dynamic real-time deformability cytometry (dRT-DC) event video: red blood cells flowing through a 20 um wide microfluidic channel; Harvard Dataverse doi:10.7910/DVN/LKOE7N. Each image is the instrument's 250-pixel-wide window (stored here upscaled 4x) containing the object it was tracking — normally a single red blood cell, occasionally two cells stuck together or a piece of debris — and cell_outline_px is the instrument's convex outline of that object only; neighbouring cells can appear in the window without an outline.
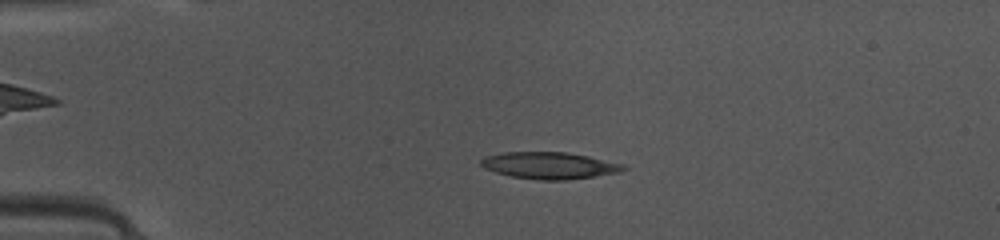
{"species": "common noctule bat (a hibernating species)", "species_latin": "Nyctalus noctula", "temperature_condition": "warm", "stored_images_in_passage": 47, "camera_frame_rate_fps": 3000, "um_per_image_px": 0.085, "animal": {"sex": "female", "body_mass_g": 10.0, "forearm_length_mm": 53.1}, "frame": {"image": 1, "passage_image": 10, "time_ms": 3.0, "image_size_px": [1000, 240], "cell_outline_px": [[628, 168], [620, 172], [596, 176], [564, 180], [540, 180], [512, 176], [496, 172], [484, 168], [480, 164], [480, 160], [484, 156], [504, 152], [568, 152], [588, 156], [624, 164]], "centroid_in_image_um": [46.71, 14.06], "position_along_channel_um": 38.3, "area_um2": 22.25}}
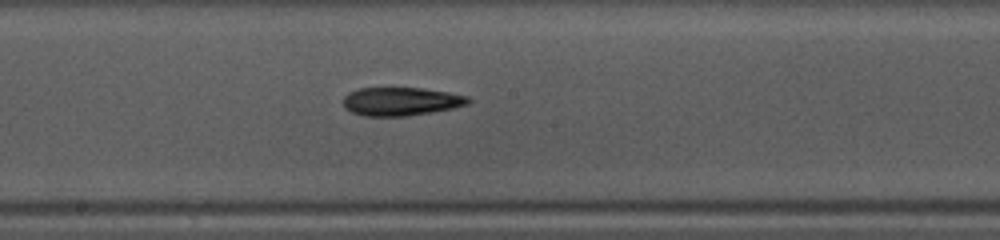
{"frame": {"image": 2, "passage_image": 25, "time_ms": 8.0, "image_size_px": [1000, 240], "cell_outline_px": [[472, 100], [468, 104], [452, 108], [432, 112], [408, 116], [364, 116], [352, 112], [344, 108], [344, 96], [348, 92], [360, 88], [424, 88], [448, 92], [468, 96]], "centroid_in_image_um": [34.09, 8.62], "position_along_channel_um": 214.1, "area_um2": 20.75}}
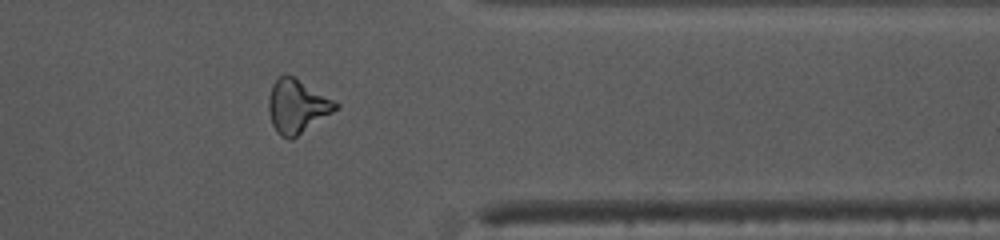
{"frame": {"image": 3, "passage_image": 38, "time_ms": 12.333, "image_size_px": [1000, 240], "cell_outline_px": [[340, 108], [292, 140], [288, 140], [280, 136], [276, 132], [272, 124], [268, 112], [268, 100], [272, 84], [280, 76], [292, 76], [340, 104]], "centroid_in_image_um": [25.25, 9.09], "position_along_channel_um": 386.2, "area_um2": 20.92}, "authors_computed_cell_mechanics": {"area_um2": 20.9236, "velocity_mm_per_s": 4.1537, "shape_relaxation_time_tau1_ms": 6.3033, "shape_relaxation_time_tau2_ms": 4.6691, "deformation_change_tau1": 0.1777, "deformation_change_tau2": 0.179}}